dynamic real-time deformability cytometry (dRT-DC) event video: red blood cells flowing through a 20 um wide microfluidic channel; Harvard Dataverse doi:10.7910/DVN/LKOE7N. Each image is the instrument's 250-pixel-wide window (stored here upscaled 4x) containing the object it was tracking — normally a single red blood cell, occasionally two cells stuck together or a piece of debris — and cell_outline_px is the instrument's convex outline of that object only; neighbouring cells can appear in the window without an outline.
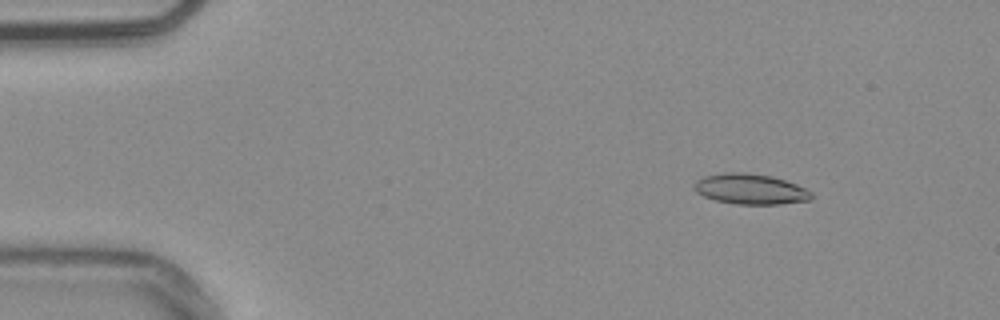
{"species": "common noctule bat (a hibernating species)", "species_latin": "Nyctalus noctula", "temperature_condition": "warm", "stored_images_in_passage": 53, "camera_frame_rate_fps": 3000, "um_per_image_px": 0.085, "animal": {"sex": "male", "body_mass_g": 20.4}, "frame": {"image": 1, "passage_image": 6, "time_ms": 1.667, "image_size_px": [1000, 320], "cell_outline_px": [[812, 200], [780, 204], [736, 204], [716, 200], [704, 196], [696, 192], [692, 184], [696, 180], [704, 176], [728, 172], [744, 172], [772, 176], [796, 184], [812, 192]], "centroid_in_image_um": [63.78, 16.07], "position_along_channel_um": 21.2, "area_um2": 20.81}}
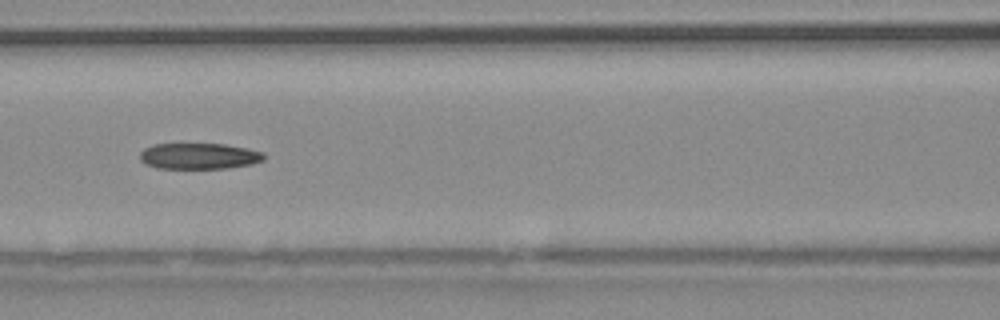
{"frame": {"image": 2, "passage_image": 23, "time_ms": 7.333, "image_size_px": [1000, 320], "cell_outline_px": [[264, 160], [252, 164], [228, 168], [156, 168], [144, 164], [140, 160], [140, 152], [144, 148], [152, 144], [224, 144], [248, 148], [264, 152]], "centroid_in_image_um": [16.91, 13.26], "position_along_channel_um": 149.7, "area_um2": 18.96}}
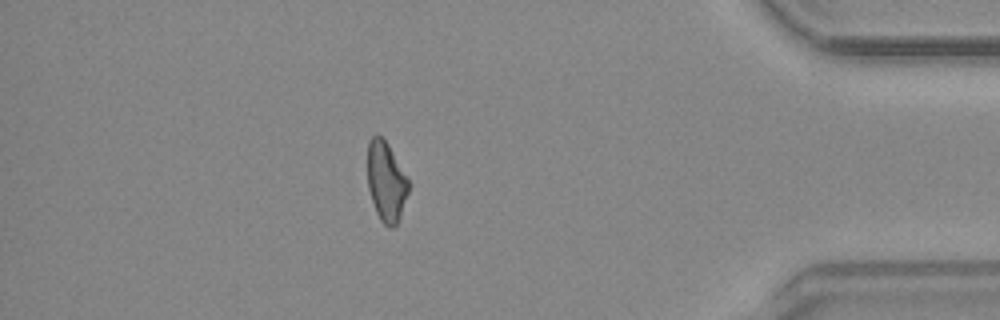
{"frame": {"image": 3, "passage_image": 46, "time_ms": 15.0, "image_size_px": [1000, 320], "cell_outline_px": [[408, 192], [400, 216], [396, 224], [392, 228], [388, 228], [380, 220], [376, 212], [368, 188], [368, 140], [376, 132], [388, 144], [408, 180]], "centroid_in_image_um": [32.8, 15.43], "position_along_channel_um": 402.4, "area_um2": 18.79}, "authors_computed_cell_mechanics": {"area_um2": 19.941, "velocity_mm_per_s": 3.8144, "shape_relaxation_time_tau1_ms": null, "shape_relaxation_time_tau2_ms": 6.0646, "deformation_change_tau1": null, "deformation_change_tau2": 0.1563}}